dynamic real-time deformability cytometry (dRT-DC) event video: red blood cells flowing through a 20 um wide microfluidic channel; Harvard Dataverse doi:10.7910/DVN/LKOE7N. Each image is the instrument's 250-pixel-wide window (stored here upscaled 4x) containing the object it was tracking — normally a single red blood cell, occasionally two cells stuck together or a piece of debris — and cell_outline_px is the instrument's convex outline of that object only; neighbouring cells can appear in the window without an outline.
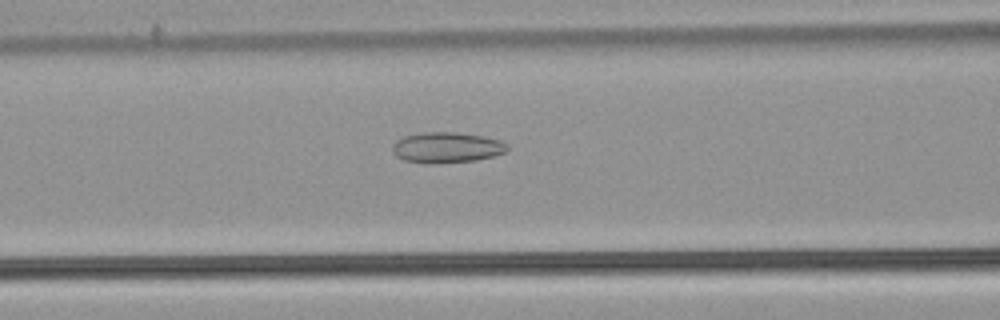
{"species": "common noctule bat (a hibernating species)", "species_latin": "Nyctalus noctula", "temperature_condition": "warm", "stored_images_in_passage": 54, "camera_frame_rate_fps": 3000, "um_per_image_px": 0.085, "animal": {"sex": "male", "body_mass_g": 21.5, "forearm_length_mm": 52.0}, "frame": {"image": 1, "passage_image": 23, "time_ms": 7.333, "image_size_px": [1000, 320], "cell_outline_px": [[508, 148], [504, 152], [492, 156], [476, 160], [428, 164], [424, 164], [404, 160], [396, 156], [392, 152], [392, 144], [396, 140], [404, 136], [424, 132], [456, 132], [484, 136], [500, 140], [508, 144]], "centroid_in_image_um": [37.93, 12.53], "position_along_channel_um": 128.7, "area_um2": 20.63}}
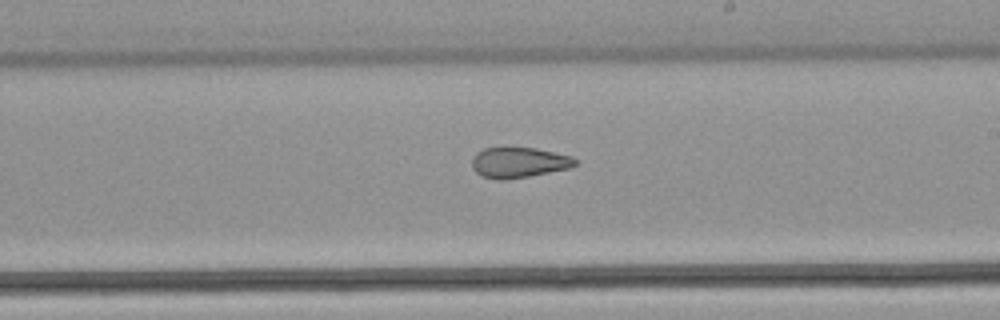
{"frame": {"image": 2, "passage_image": 32, "time_ms": 10.333, "image_size_px": [1000, 320], "cell_outline_px": [[576, 164], [568, 168], [528, 176], [504, 180], [496, 180], [484, 176], [476, 172], [472, 168], [472, 160], [476, 152], [484, 148], [536, 148], [572, 156], [576, 160]], "centroid_in_image_um": [44.07, 13.81], "position_along_channel_um": 244.9, "area_um2": 18.09}}
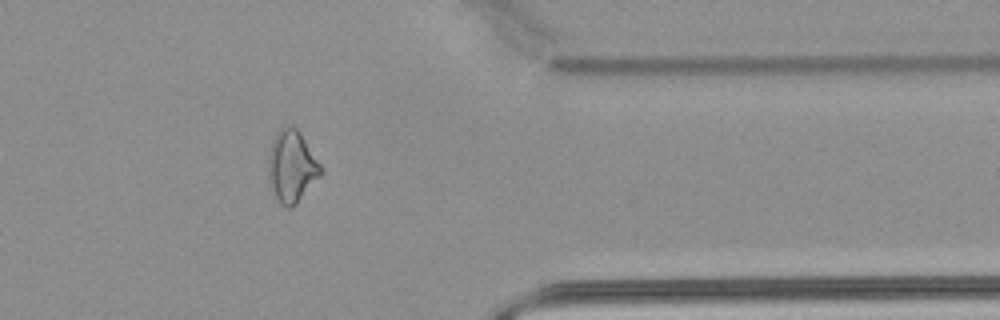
{"frame": {"image": 3, "passage_image": 44, "time_ms": 14.333, "image_size_px": [1000, 320], "cell_outline_px": [[324, 172], [296, 204], [292, 208], [288, 208], [280, 204], [276, 196], [268, 172], [268, 152], [272, 140], [276, 132], [284, 124], [292, 124], [300, 132], [324, 168]], "centroid_in_image_um": [24.82, 14.09], "position_along_channel_um": 386.6, "area_um2": 22.2}, "authors_computed_cell_mechanics": {"area_um2": 22.1952, "velocity_mm_per_s": 3.8859, "shape_relaxation_time_tau1_ms": null, "shape_relaxation_time_tau2_ms": 3.0676, "deformation_change_tau1": null, "deformation_change_tau2": 0.1119}}